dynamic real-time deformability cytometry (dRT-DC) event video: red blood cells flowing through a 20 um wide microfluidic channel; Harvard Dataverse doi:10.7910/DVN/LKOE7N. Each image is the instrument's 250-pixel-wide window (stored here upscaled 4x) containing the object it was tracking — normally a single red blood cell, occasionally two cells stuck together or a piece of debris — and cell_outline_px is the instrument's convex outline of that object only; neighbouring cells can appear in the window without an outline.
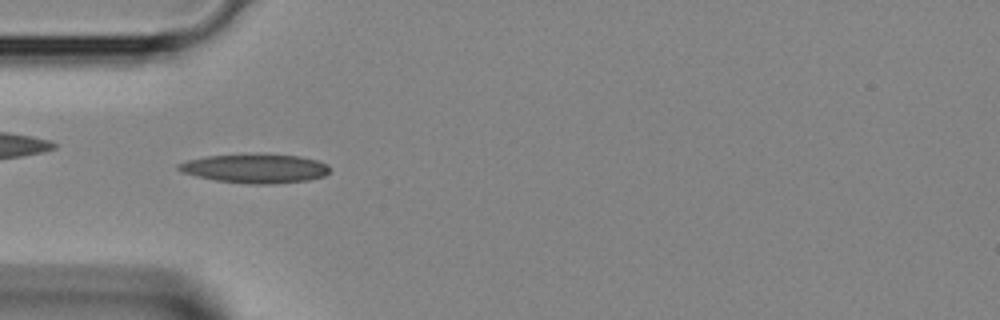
{"species": "Egyptian fruit bat (a non-hibernating species)", "species_latin": "Rousettus aegyptiacus", "temperature_condition": "room temperature", "stored_images_in_passage": 3, "camera_frame_rate_fps": 3000, "um_per_image_px": 0.085, "animal": {"sex": "female"}, "frame": {"image": 1, "passage_image": 3, "time_ms": 0.667, "image_size_px": [1000, 320], "cell_outline_px": [[328, 172], [324, 176], [308, 180], [272, 184], [248, 184], [216, 180], [196, 176], [184, 172], [176, 168], [176, 164], [188, 160], [208, 156], [256, 152], [300, 156], [316, 160], [328, 164]], "centroid_in_image_um": [21.69, 14.29], "position_along_channel_um": 63.3, "area_um2": 26.01}}